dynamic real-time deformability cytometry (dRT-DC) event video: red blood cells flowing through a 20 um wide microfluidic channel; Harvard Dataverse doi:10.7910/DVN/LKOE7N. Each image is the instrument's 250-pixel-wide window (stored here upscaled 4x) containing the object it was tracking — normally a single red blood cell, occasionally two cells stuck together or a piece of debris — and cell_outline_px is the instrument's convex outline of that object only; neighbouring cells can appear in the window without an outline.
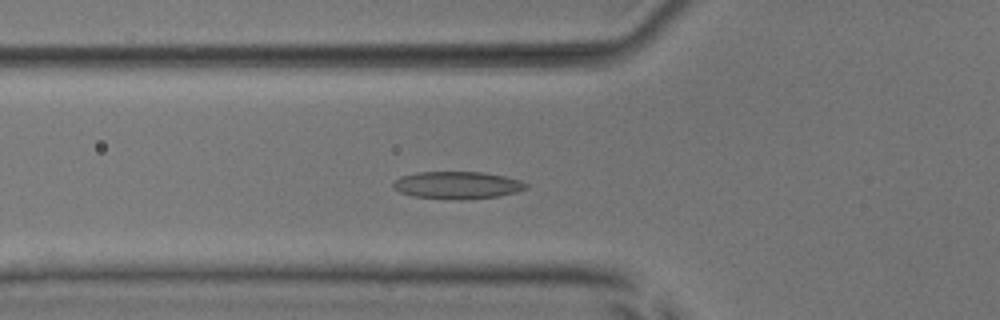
{"species": "common noctule bat (a hibernating species)", "species_latin": "Nyctalus noctula", "temperature_condition": "room temperature", "stored_images_in_passage": 51, "camera_frame_rate_fps": 3000, "um_per_image_px": 0.085, "animal": {"sex": "male", "body_mass_g": 17.9, "forearm_length_mm": 54.2}, "frame": {"image": 1, "passage_image": 18, "time_ms": 5.667, "image_size_px": [1000, 320], "cell_outline_px": [[528, 188], [516, 192], [500, 196], [460, 200], [452, 200], [412, 196], [400, 192], [392, 188], [392, 184], [400, 176], [416, 172], [484, 172], [504, 176], [520, 180], [528, 184]], "centroid_in_image_um": [38.86, 15.74], "position_along_channel_um": 86.9, "area_um2": 21.44}}
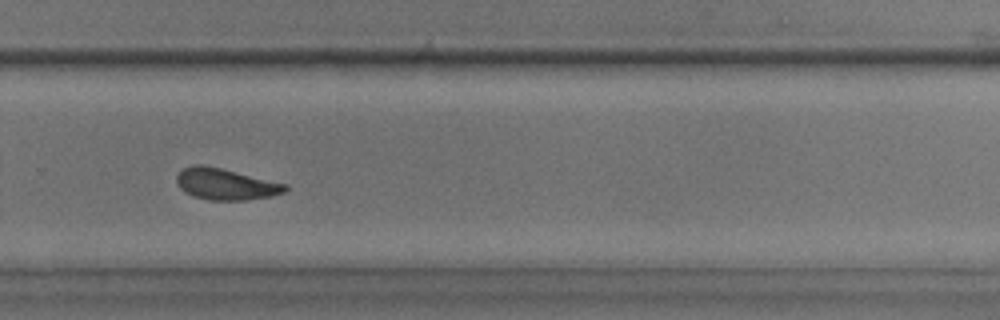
{"frame": {"image": 2, "passage_image": 35, "time_ms": 11.333, "image_size_px": [1000, 320], "cell_outline_px": [[288, 188], [284, 192], [268, 196], [244, 200], [208, 200], [192, 196], [180, 188], [176, 180], [176, 176], [184, 168], [192, 164], [204, 164], [288, 184]], "centroid_in_image_um": [19.16, 15.64], "position_along_channel_um": 310.6, "area_um2": 19.77}}
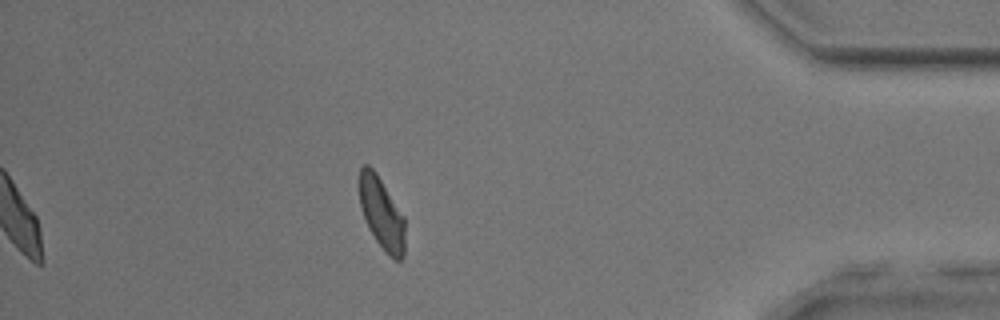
{"frame": {"image": 3, "passage_image": 45, "time_ms": 14.667, "image_size_px": [1000, 320], "cell_outline_px": [[404, 256], [400, 260], [396, 260], [388, 256], [376, 240], [368, 228], [360, 204], [360, 168], [364, 164], [368, 164], [376, 172], [404, 216]], "centroid_in_image_um": [32.45, 18.15], "position_along_channel_um": 402.8, "area_um2": 18.9}, "authors_computed_cell_mechanics": {"area_um2": 20.0566, "velocity_mm_per_s": 3.9601, "shape_relaxation_time_tau1_ms": 3.4965, "shape_relaxation_time_tau2_ms": 2.1879, "deformation_change_tau1": 0.1377, "deformation_change_tau2": 0.0964}}